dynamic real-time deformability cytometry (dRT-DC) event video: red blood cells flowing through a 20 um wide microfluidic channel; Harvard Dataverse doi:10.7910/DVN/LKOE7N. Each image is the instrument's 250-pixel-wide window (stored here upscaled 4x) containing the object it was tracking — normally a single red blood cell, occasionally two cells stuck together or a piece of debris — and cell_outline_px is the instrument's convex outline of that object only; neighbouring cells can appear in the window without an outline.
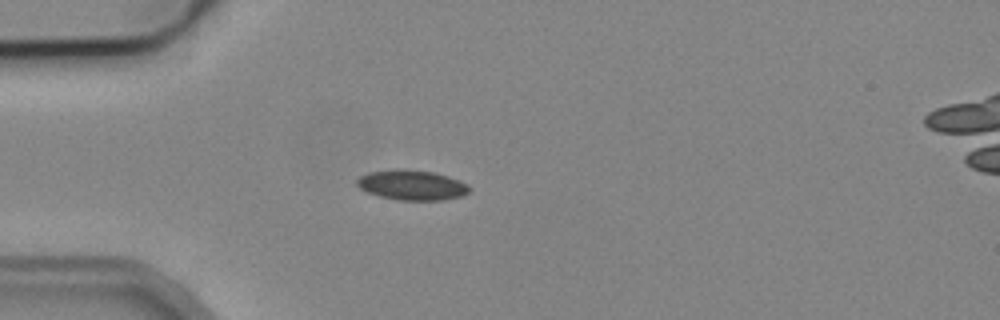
{"species": "common noctule bat (a hibernating species)", "species_latin": "Nyctalus noctula", "temperature_condition": "cold", "stored_images_in_passage": 1, "camera_frame_rate_fps": 3000, "um_per_image_px": 0.085, "animal": {"sex": "male", "body_mass_g": 19.2, "forearm_length_mm": 51.8}, "frame": {"image": 1, "passage_image": 1, "time_ms": 0.0, "image_size_px": [1000, 320], "cell_outline_px": [[468, 192], [464, 196], [444, 200], [396, 200], [380, 196], [368, 192], [360, 188], [356, 184], [356, 180], [360, 176], [368, 172], [396, 168], [404, 168], [432, 172], [448, 176], [460, 180], [468, 184]], "centroid_in_image_um": [35.01, 15.72], "position_along_channel_um": 50.0, "area_um2": 19.88}}